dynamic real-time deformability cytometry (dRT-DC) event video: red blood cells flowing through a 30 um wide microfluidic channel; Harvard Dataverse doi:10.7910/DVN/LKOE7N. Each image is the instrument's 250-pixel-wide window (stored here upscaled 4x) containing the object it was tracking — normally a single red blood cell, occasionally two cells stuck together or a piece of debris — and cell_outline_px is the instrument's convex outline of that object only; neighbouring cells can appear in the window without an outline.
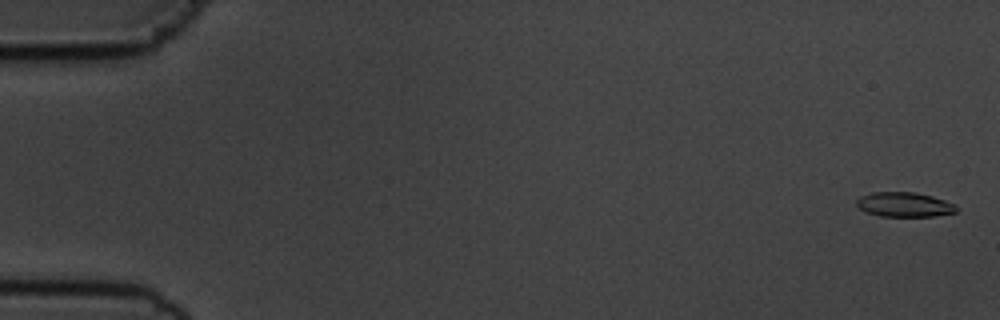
{"species": "common noctule bat (a hibernating species)", "species_latin": "Nyctalus noctula", "temperature_condition": "cold", "stored_images_in_passage": 56, "camera_frame_rate_fps": 3000, "um_per_image_px": 0.085, "animal": {"sex": "male", "body_mass_g": 19.5, "forearm_length_mm": 54.6}, "frame": {"image": 1, "passage_image": 2, "time_ms": 0.333, "image_size_px": [1000, 320], "cell_outline_px": [[956, 212], [932, 216], [880, 216], [864, 212], [856, 204], [856, 200], [860, 196], [872, 192], [916, 192], [932, 196], [956, 204]], "centroid_in_image_um": [76.84, 17.38], "position_along_channel_um": 8.2, "area_um2": 14.33}}
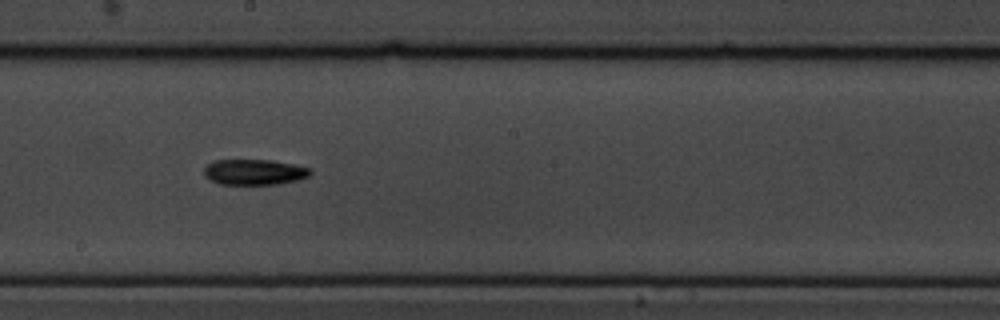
{"frame": {"image": 2, "passage_image": 32, "time_ms": 10.333, "image_size_px": [1000, 320], "cell_outline_px": [[312, 172], [308, 176], [296, 180], [280, 184], [220, 184], [204, 176], [204, 168], [212, 160], [272, 160], [296, 164], [312, 168]], "centroid_in_image_um": [21.64, 14.61], "position_along_channel_um": 226.6, "area_um2": 15.95}}
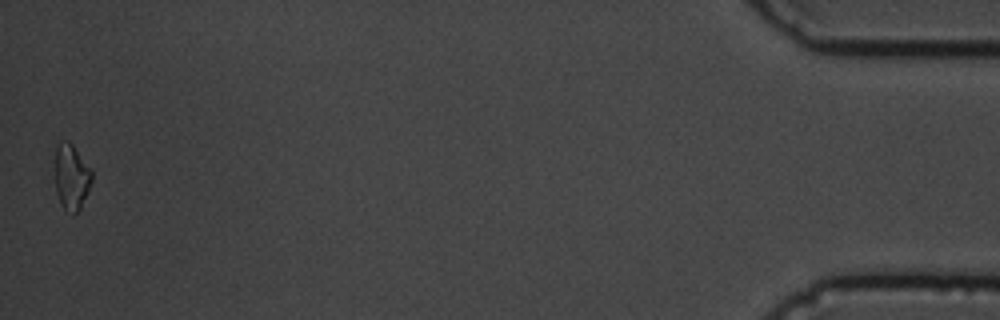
{"frame": {"image": 3, "passage_image": 56, "time_ms": 18.333, "image_size_px": [1000, 320], "cell_outline_px": [[92, 180], [88, 192], [80, 208], [72, 216], [60, 204], [56, 192], [56, 148], [60, 140], [68, 140], [72, 144], [92, 168]], "centroid_in_image_um": [6.09, 15.04], "position_along_channel_um": 429.1, "area_um2": 14.22}, "authors_computed_cell_mechanics": {"area_um2": 15.2592, "velocity_mm_per_s": 3.644, "shape_relaxation_time_tau1_ms": 3.6763, "shape_relaxation_time_tau2_ms": null, "deformation_change_tau1": 0.1503, "deformation_change_tau2": null}}